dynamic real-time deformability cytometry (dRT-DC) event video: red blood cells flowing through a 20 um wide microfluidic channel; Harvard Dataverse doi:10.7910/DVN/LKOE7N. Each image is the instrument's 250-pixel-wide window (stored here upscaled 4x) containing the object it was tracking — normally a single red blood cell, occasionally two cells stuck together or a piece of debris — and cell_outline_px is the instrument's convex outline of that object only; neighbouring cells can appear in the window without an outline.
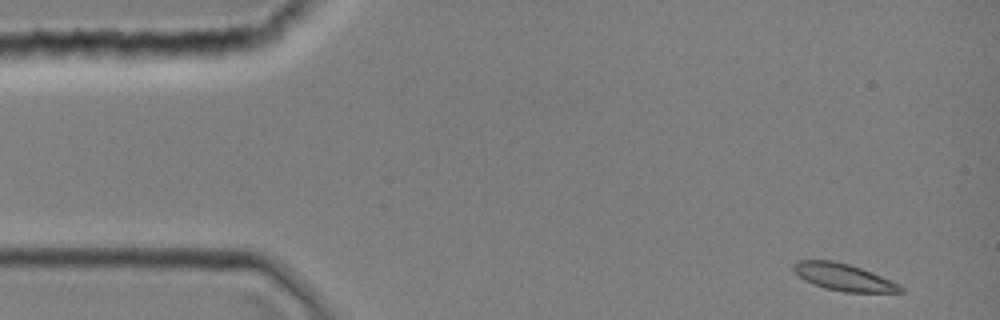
{"species": "common noctule bat (a hibernating species)", "species_latin": "Nyctalus noctula", "temperature_condition": "room temperature", "stored_images_in_passage": 7, "camera_frame_rate_fps": 3000, "um_per_image_px": 0.085, "animal": {"sex": "female", "body_mass_g": 19.0, "forearm_length_mm": 51.5}, "frame": {"image": 1, "passage_image": 1, "time_ms": 0.0, "image_size_px": [1000, 320], "cell_outline_px": [[904, 292], [844, 292], [824, 288], [812, 284], [804, 280], [792, 268], [792, 264], [796, 260], [832, 260], [848, 264], [872, 272], [900, 284], [904, 288]], "centroid_in_image_um": [71.7, 23.56], "position_along_channel_um": 13.3, "area_um2": 16.88}}